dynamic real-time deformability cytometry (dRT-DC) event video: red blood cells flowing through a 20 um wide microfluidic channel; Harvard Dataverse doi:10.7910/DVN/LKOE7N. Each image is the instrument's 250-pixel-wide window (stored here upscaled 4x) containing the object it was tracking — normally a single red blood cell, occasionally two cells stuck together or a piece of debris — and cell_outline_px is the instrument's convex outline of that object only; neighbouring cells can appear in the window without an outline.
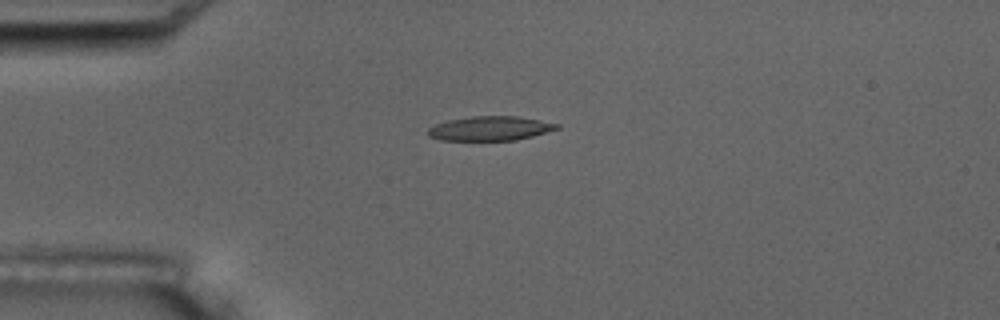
{"species": "common noctule bat (a hibernating species)", "species_latin": "Nyctalus noctula", "temperature_condition": "room temperature", "stored_images_in_passage": 4, "camera_frame_rate_fps": 3000, "um_per_image_px": 0.085, "animal": {"sex": "male", "body_mass_g": 17.5, "forearm_length_mm": 52.3}, "frame": {"image": 1, "passage_image": 1, "time_ms": 0.0, "image_size_px": [1000, 320], "cell_outline_px": [[560, 128], [532, 136], [516, 140], [440, 140], [428, 136], [428, 128], [436, 124], [448, 120], [472, 116], [516, 116], [540, 120], [560, 124]], "centroid_in_image_um": [41.66, 10.91], "position_along_channel_um": 43.3, "area_um2": 18.21}}